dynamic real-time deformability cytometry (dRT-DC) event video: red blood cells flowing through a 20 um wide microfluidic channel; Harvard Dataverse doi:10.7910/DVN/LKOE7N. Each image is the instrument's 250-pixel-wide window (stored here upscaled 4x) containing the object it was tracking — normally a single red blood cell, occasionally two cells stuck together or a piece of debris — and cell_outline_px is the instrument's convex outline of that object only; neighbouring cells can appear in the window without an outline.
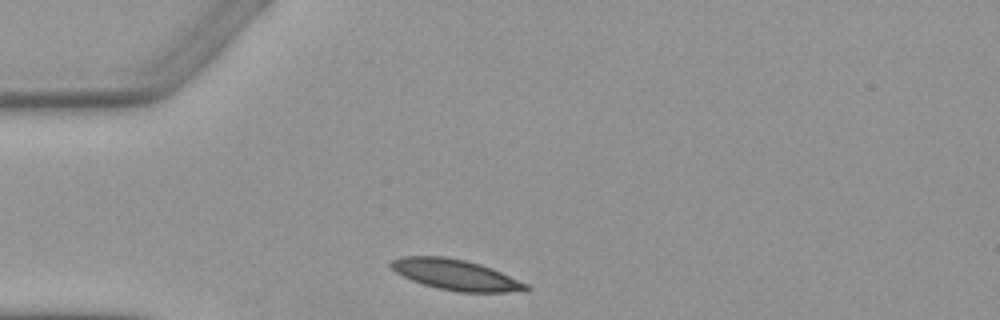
{"species": "Egyptian fruit bat (a non-hibernating species)", "species_latin": "Rousettus aegyptiacus", "temperature_condition": "warm", "stored_images_in_passage": 4, "camera_frame_rate_fps": 3000, "um_per_image_px": 0.085, "animal": {"sex": "female"}, "frame": {"image": 1, "passage_image": 1, "time_ms": 0.0, "image_size_px": [1000, 320], "cell_outline_px": [[532, 288], [528, 292], [460, 292], [440, 288], [424, 284], [412, 280], [396, 272], [388, 264], [392, 260], [400, 256], [444, 256], [464, 260], [480, 264], [492, 268], [528, 284]], "centroid_in_image_um": [38.79, 23.36], "position_along_channel_um": 46.2, "area_um2": 24.1}}
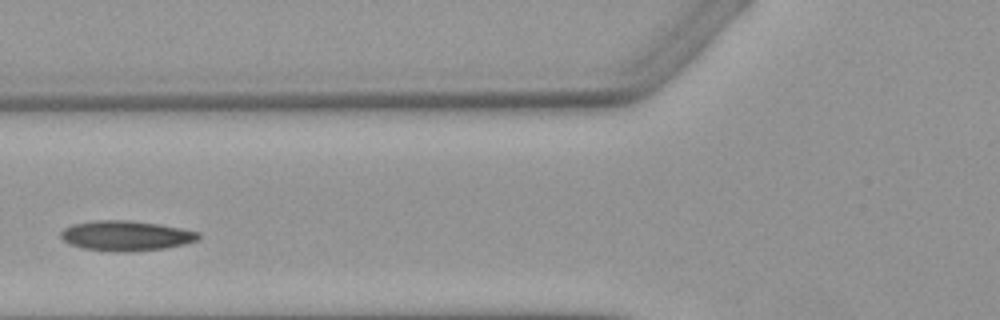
{"frame": {"image": 2, "passage_image": 3, "time_ms": 2.333, "image_size_px": [1000, 320], "cell_outline_px": [[200, 236], [196, 240], [184, 244], [168, 248], [128, 252], [120, 252], [84, 248], [68, 244], [60, 236], [60, 232], [64, 228], [72, 224], [96, 220], [128, 220], [160, 224], [200, 232]], "centroid_in_image_um": [10.7, 20.03], "position_along_channel_um": 115.1, "area_um2": 24.16}}
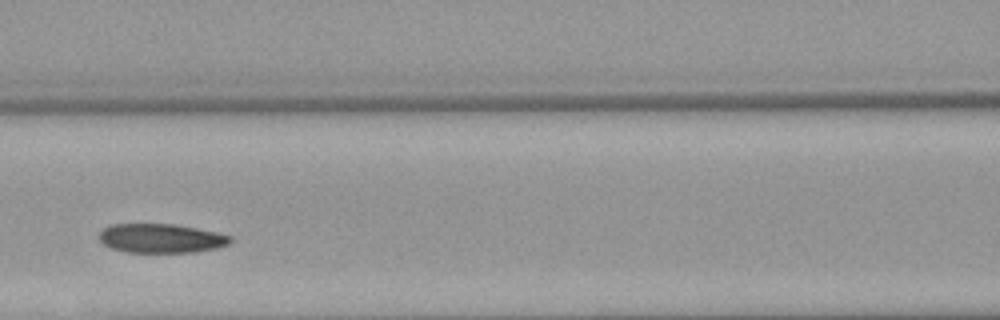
{"frame": {"image": 3, "passage_image": 4, "time_ms": 3.333, "image_size_px": [1000, 320], "cell_outline_px": [[232, 240], [228, 244], [216, 248], [196, 252], [124, 252], [112, 248], [104, 244], [96, 236], [104, 228], [112, 224], [172, 224], [196, 228], [216, 232], [232, 236]], "centroid_in_image_um": [13.68, 20.26], "position_along_channel_um": 152.9, "area_um2": 22.25}}